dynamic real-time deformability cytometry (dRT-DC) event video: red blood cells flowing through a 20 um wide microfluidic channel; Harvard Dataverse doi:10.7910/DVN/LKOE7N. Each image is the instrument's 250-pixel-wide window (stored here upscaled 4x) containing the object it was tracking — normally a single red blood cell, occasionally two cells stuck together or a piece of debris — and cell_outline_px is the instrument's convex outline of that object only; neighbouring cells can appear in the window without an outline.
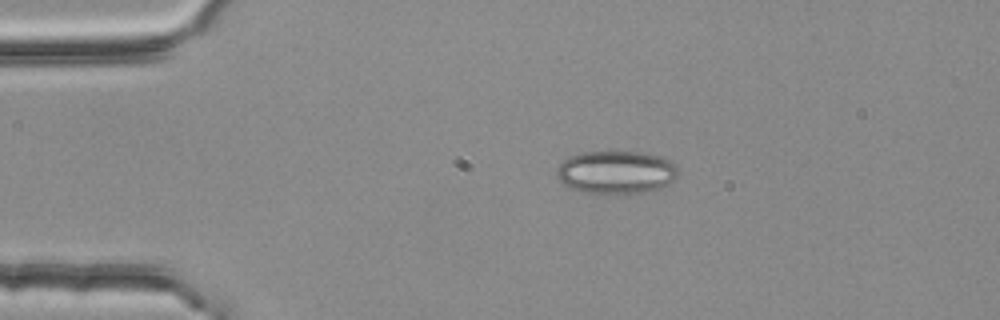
{"species": "common noctule bat (a hibernating species)", "species_latin": "Nyctalus noctula", "temperature_condition": "room temperature", "stored_images_in_passage": 3, "camera_frame_rate_fps": 3000, "um_per_image_px": 0.085, "animal": {"sex": "female", "body_mass_g": 25.1}, "frame": {"image": 1, "passage_image": 2, "time_ms": 0.333, "image_size_px": [1000, 320], "cell_outline_px": [[676, 176], [668, 184], [660, 188], [644, 192], [624, 196], [604, 196], [568, 188], [556, 176], [556, 168], [568, 156], [580, 152], [644, 152], [664, 156], [676, 164]], "centroid_in_image_um": [52.35, 14.67], "position_along_channel_um": 32.6, "area_um2": 31.39}}